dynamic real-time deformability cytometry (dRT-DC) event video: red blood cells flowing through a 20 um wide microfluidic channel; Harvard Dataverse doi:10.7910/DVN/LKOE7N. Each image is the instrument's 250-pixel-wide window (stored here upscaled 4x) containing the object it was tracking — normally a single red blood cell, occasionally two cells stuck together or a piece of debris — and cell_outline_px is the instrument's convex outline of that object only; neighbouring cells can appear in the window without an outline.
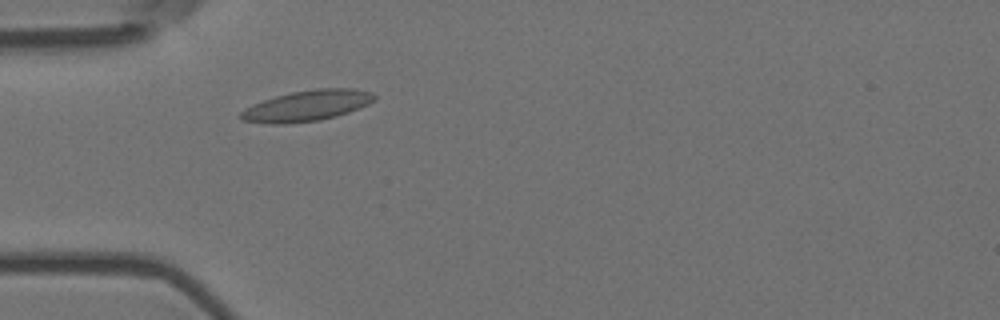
{"species": "Egyptian fruit bat (a non-hibernating species)", "species_latin": "Rousettus aegyptiacus", "temperature_condition": "room temperature", "stored_images_in_passage": 43, "camera_frame_rate_fps": 3000, "um_per_image_px": 0.085, "animal": {"sex": "female"}, "frame": {"image": 1, "passage_image": 4, "time_ms": 1.0, "image_size_px": [1000, 320], "cell_outline_px": [[376, 100], [368, 104], [348, 112], [336, 116], [320, 120], [284, 124], [272, 124], [240, 120], [240, 112], [244, 108], [252, 104], [276, 96], [292, 92], [316, 88], [352, 88], [372, 92], [376, 96]], "centroid_in_image_um": [26.09, 8.98], "position_along_channel_um": 58.9, "area_um2": 23.99}}
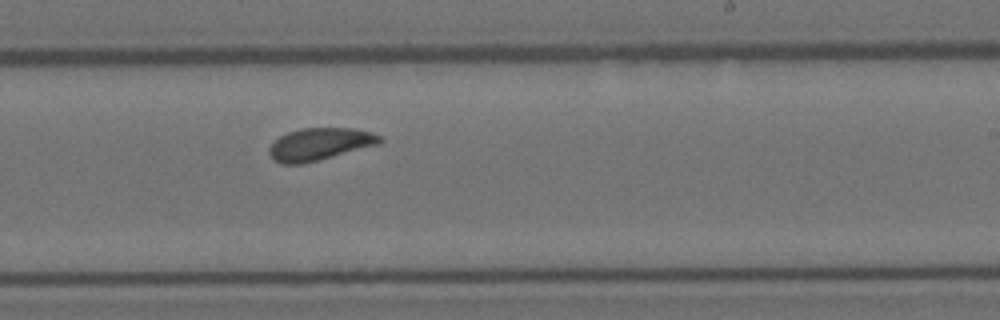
{"frame": {"image": 2, "passage_image": 21, "time_ms": 6.667, "image_size_px": [1000, 320], "cell_outline_px": [[384, 140], [380, 144], [304, 164], [280, 164], [272, 160], [268, 152], [268, 148], [280, 136], [288, 132], [300, 128], [352, 128], [372, 132], [380, 136]], "centroid_in_image_um": [27.17, 12.26], "position_along_channel_um": 261.8, "area_um2": 21.04}}
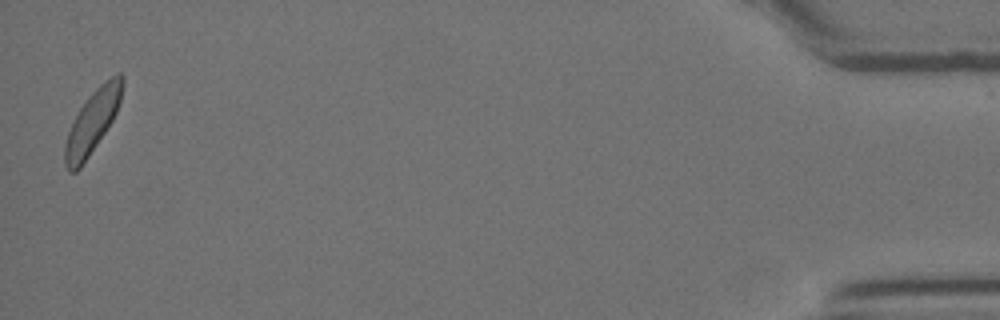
{"frame": {"image": 3, "passage_image": 42, "time_ms": 13.667, "image_size_px": [1000, 320], "cell_outline_px": [[124, 84], [120, 100], [116, 112], [112, 120], [80, 168], [76, 172], [68, 172], [64, 164], [64, 148], [68, 132], [80, 108], [88, 96], [104, 80], [116, 72], [120, 72], [124, 76]], "centroid_in_image_um": [7.86, 10.3], "position_along_channel_um": 427.3, "area_um2": 20.75}, "authors_computed_cell_mechanics": {"area_um2": 20.8658, "velocity_mm_per_s": 3.6498, "shape_relaxation_time_tau1_ms": 3.0172, "shape_relaxation_time_tau2_ms": 1.7359, "deformation_change_tau1": 0.0841, "deformation_change_tau2": 0.0639}}